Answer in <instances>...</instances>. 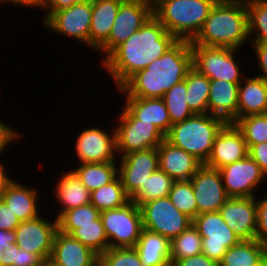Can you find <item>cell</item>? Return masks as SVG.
<instances>
[{
	"label": "cell",
	"instance_id": "cell-41",
	"mask_svg": "<svg viewBox=\"0 0 267 266\" xmlns=\"http://www.w3.org/2000/svg\"><path fill=\"white\" fill-rule=\"evenodd\" d=\"M99 266H143L134 247L108 248L99 256Z\"/></svg>",
	"mask_w": 267,
	"mask_h": 266
},
{
	"label": "cell",
	"instance_id": "cell-26",
	"mask_svg": "<svg viewBox=\"0 0 267 266\" xmlns=\"http://www.w3.org/2000/svg\"><path fill=\"white\" fill-rule=\"evenodd\" d=\"M121 0H92L89 48L95 52L109 37Z\"/></svg>",
	"mask_w": 267,
	"mask_h": 266
},
{
	"label": "cell",
	"instance_id": "cell-22",
	"mask_svg": "<svg viewBox=\"0 0 267 266\" xmlns=\"http://www.w3.org/2000/svg\"><path fill=\"white\" fill-rule=\"evenodd\" d=\"M239 85L226 80H210L208 114L222 118L226 123L237 121Z\"/></svg>",
	"mask_w": 267,
	"mask_h": 266
},
{
	"label": "cell",
	"instance_id": "cell-43",
	"mask_svg": "<svg viewBox=\"0 0 267 266\" xmlns=\"http://www.w3.org/2000/svg\"><path fill=\"white\" fill-rule=\"evenodd\" d=\"M256 197L257 204V226L255 239L267 245V196L259 199Z\"/></svg>",
	"mask_w": 267,
	"mask_h": 266
},
{
	"label": "cell",
	"instance_id": "cell-8",
	"mask_svg": "<svg viewBox=\"0 0 267 266\" xmlns=\"http://www.w3.org/2000/svg\"><path fill=\"white\" fill-rule=\"evenodd\" d=\"M119 110L118 124H115L117 154L123 155L157 148L165 135L153 123L135 119L123 106Z\"/></svg>",
	"mask_w": 267,
	"mask_h": 266
},
{
	"label": "cell",
	"instance_id": "cell-45",
	"mask_svg": "<svg viewBox=\"0 0 267 266\" xmlns=\"http://www.w3.org/2000/svg\"><path fill=\"white\" fill-rule=\"evenodd\" d=\"M252 46L254 53H256L257 55H255V59L256 61H258V64L256 65L258 67V71L259 73L256 72L257 77L262 78L263 80H265L267 82V44L264 43H249L248 46ZM261 73V74H260Z\"/></svg>",
	"mask_w": 267,
	"mask_h": 266
},
{
	"label": "cell",
	"instance_id": "cell-12",
	"mask_svg": "<svg viewBox=\"0 0 267 266\" xmlns=\"http://www.w3.org/2000/svg\"><path fill=\"white\" fill-rule=\"evenodd\" d=\"M153 16V10L136 1H123L118 9L108 39L96 50L101 53V62L131 34L139 30Z\"/></svg>",
	"mask_w": 267,
	"mask_h": 266
},
{
	"label": "cell",
	"instance_id": "cell-37",
	"mask_svg": "<svg viewBox=\"0 0 267 266\" xmlns=\"http://www.w3.org/2000/svg\"><path fill=\"white\" fill-rule=\"evenodd\" d=\"M202 253V237L193 224L170 241V262Z\"/></svg>",
	"mask_w": 267,
	"mask_h": 266
},
{
	"label": "cell",
	"instance_id": "cell-21",
	"mask_svg": "<svg viewBox=\"0 0 267 266\" xmlns=\"http://www.w3.org/2000/svg\"><path fill=\"white\" fill-rule=\"evenodd\" d=\"M157 149L159 169L174 181L190 180L203 165L194 155L171 145L165 139Z\"/></svg>",
	"mask_w": 267,
	"mask_h": 266
},
{
	"label": "cell",
	"instance_id": "cell-14",
	"mask_svg": "<svg viewBox=\"0 0 267 266\" xmlns=\"http://www.w3.org/2000/svg\"><path fill=\"white\" fill-rule=\"evenodd\" d=\"M118 176L130 199L143 187L148 177L159 169L158 149L132 152L118 157Z\"/></svg>",
	"mask_w": 267,
	"mask_h": 266
},
{
	"label": "cell",
	"instance_id": "cell-31",
	"mask_svg": "<svg viewBox=\"0 0 267 266\" xmlns=\"http://www.w3.org/2000/svg\"><path fill=\"white\" fill-rule=\"evenodd\" d=\"M186 102L194 114L208 113L210 79L192 67L186 76Z\"/></svg>",
	"mask_w": 267,
	"mask_h": 266
},
{
	"label": "cell",
	"instance_id": "cell-27",
	"mask_svg": "<svg viewBox=\"0 0 267 266\" xmlns=\"http://www.w3.org/2000/svg\"><path fill=\"white\" fill-rule=\"evenodd\" d=\"M55 184L53 192L61 208L56 212L57 214L55 213L54 218L58 219L65 211L91 202V192L71 169L63 172Z\"/></svg>",
	"mask_w": 267,
	"mask_h": 266
},
{
	"label": "cell",
	"instance_id": "cell-42",
	"mask_svg": "<svg viewBox=\"0 0 267 266\" xmlns=\"http://www.w3.org/2000/svg\"><path fill=\"white\" fill-rule=\"evenodd\" d=\"M44 259L13 244L0 253V266H41Z\"/></svg>",
	"mask_w": 267,
	"mask_h": 266
},
{
	"label": "cell",
	"instance_id": "cell-10",
	"mask_svg": "<svg viewBox=\"0 0 267 266\" xmlns=\"http://www.w3.org/2000/svg\"><path fill=\"white\" fill-rule=\"evenodd\" d=\"M192 224L202 237V253L218 263L229 248L241 242L219 211L198 214Z\"/></svg>",
	"mask_w": 267,
	"mask_h": 266
},
{
	"label": "cell",
	"instance_id": "cell-23",
	"mask_svg": "<svg viewBox=\"0 0 267 266\" xmlns=\"http://www.w3.org/2000/svg\"><path fill=\"white\" fill-rule=\"evenodd\" d=\"M33 186L13 180L2 195V200L16 215L20 222L33 220L41 215L39 211V193Z\"/></svg>",
	"mask_w": 267,
	"mask_h": 266
},
{
	"label": "cell",
	"instance_id": "cell-52",
	"mask_svg": "<svg viewBox=\"0 0 267 266\" xmlns=\"http://www.w3.org/2000/svg\"><path fill=\"white\" fill-rule=\"evenodd\" d=\"M10 3L22 7H33V9L42 10L45 0H0V3ZM35 7V8H34Z\"/></svg>",
	"mask_w": 267,
	"mask_h": 266
},
{
	"label": "cell",
	"instance_id": "cell-19",
	"mask_svg": "<svg viewBox=\"0 0 267 266\" xmlns=\"http://www.w3.org/2000/svg\"><path fill=\"white\" fill-rule=\"evenodd\" d=\"M248 148L243 134L233 123H226L217 134L206 166L220 169L233 162L244 159Z\"/></svg>",
	"mask_w": 267,
	"mask_h": 266
},
{
	"label": "cell",
	"instance_id": "cell-3",
	"mask_svg": "<svg viewBox=\"0 0 267 266\" xmlns=\"http://www.w3.org/2000/svg\"><path fill=\"white\" fill-rule=\"evenodd\" d=\"M249 44L245 0H218L191 45L239 49Z\"/></svg>",
	"mask_w": 267,
	"mask_h": 266
},
{
	"label": "cell",
	"instance_id": "cell-35",
	"mask_svg": "<svg viewBox=\"0 0 267 266\" xmlns=\"http://www.w3.org/2000/svg\"><path fill=\"white\" fill-rule=\"evenodd\" d=\"M72 238L91 248L99 256L109 248L101 218L95 220V224L77 225L70 234Z\"/></svg>",
	"mask_w": 267,
	"mask_h": 266
},
{
	"label": "cell",
	"instance_id": "cell-49",
	"mask_svg": "<svg viewBox=\"0 0 267 266\" xmlns=\"http://www.w3.org/2000/svg\"><path fill=\"white\" fill-rule=\"evenodd\" d=\"M83 0H45L42 10L44 12V17L42 23L55 11H58L63 8L71 7L74 4H77Z\"/></svg>",
	"mask_w": 267,
	"mask_h": 266
},
{
	"label": "cell",
	"instance_id": "cell-1",
	"mask_svg": "<svg viewBox=\"0 0 267 266\" xmlns=\"http://www.w3.org/2000/svg\"><path fill=\"white\" fill-rule=\"evenodd\" d=\"M177 41L152 16L101 62V68L108 72L118 89L134 73L160 58Z\"/></svg>",
	"mask_w": 267,
	"mask_h": 266
},
{
	"label": "cell",
	"instance_id": "cell-40",
	"mask_svg": "<svg viewBox=\"0 0 267 266\" xmlns=\"http://www.w3.org/2000/svg\"><path fill=\"white\" fill-rule=\"evenodd\" d=\"M168 197L180 212L192 219L197 216V204L191 180L174 181Z\"/></svg>",
	"mask_w": 267,
	"mask_h": 266
},
{
	"label": "cell",
	"instance_id": "cell-54",
	"mask_svg": "<svg viewBox=\"0 0 267 266\" xmlns=\"http://www.w3.org/2000/svg\"><path fill=\"white\" fill-rule=\"evenodd\" d=\"M41 266H58L51 259H45Z\"/></svg>",
	"mask_w": 267,
	"mask_h": 266
},
{
	"label": "cell",
	"instance_id": "cell-17",
	"mask_svg": "<svg viewBox=\"0 0 267 266\" xmlns=\"http://www.w3.org/2000/svg\"><path fill=\"white\" fill-rule=\"evenodd\" d=\"M190 180L197 204V215L219 211L230 198L218 169L203 164Z\"/></svg>",
	"mask_w": 267,
	"mask_h": 266
},
{
	"label": "cell",
	"instance_id": "cell-46",
	"mask_svg": "<svg viewBox=\"0 0 267 266\" xmlns=\"http://www.w3.org/2000/svg\"><path fill=\"white\" fill-rule=\"evenodd\" d=\"M20 224V220L11 211V209L0 199V229L5 231H14Z\"/></svg>",
	"mask_w": 267,
	"mask_h": 266
},
{
	"label": "cell",
	"instance_id": "cell-24",
	"mask_svg": "<svg viewBox=\"0 0 267 266\" xmlns=\"http://www.w3.org/2000/svg\"><path fill=\"white\" fill-rule=\"evenodd\" d=\"M262 114H267V82L257 76H246L239 84L237 120Z\"/></svg>",
	"mask_w": 267,
	"mask_h": 266
},
{
	"label": "cell",
	"instance_id": "cell-4",
	"mask_svg": "<svg viewBox=\"0 0 267 266\" xmlns=\"http://www.w3.org/2000/svg\"><path fill=\"white\" fill-rule=\"evenodd\" d=\"M218 0H161L153 16L177 40L192 41Z\"/></svg>",
	"mask_w": 267,
	"mask_h": 266
},
{
	"label": "cell",
	"instance_id": "cell-13",
	"mask_svg": "<svg viewBox=\"0 0 267 266\" xmlns=\"http://www.w3.org/2000/svg\"><path fill=\"white\" fill-rule=\"evenodd\" d=\"M83 129L76 137L74 146L78 163L118 161L115 126L111 127L112 132L96 126Z\"/></svg>",
	"mask_w": 267,
	"mask_h": 266
},
{
	"label": "cell",
	"instance_id": "cell-20",
	"mask_svg": "<svg viewBox=\"0 0 267 266\" xmlns=\"http://www.w3.org/2000/svg\"><path fill=\"white\" fill-rule=\"evenodd\" d=\"M58 266H99V255L80 241L56 232L50 258Z\"/></svg>",
	"mask_w": 267,
	"mask_h": 266
},
{
	"label": "cell",
	"instance_id": "cell-7",
	"mask_svg": "<svg viewBox=\"0 0 267 266\" xmlns=\"http://www.w3.org/2000/svg\"><path fill=\"white\" fill-rule=\"evenodd\" d=\"M100 218L109 248L136 246L143 229L141 211L136 202L130 200L116 209L102 211Z\"/></svg>",
	"mask_w": 267,
	"mask_h": 266
},
{
	"label": "cell",
	"instance_id": "cell-30",
	"mask_svg": "<svg viewBox=\"0 0 267 266\" xmlns=\"http://www.w3.org/2000/svg\"><path fill=\"white\" fill-rule=\"evenodd\" d=\"M82 184L90 191L113 181L118 176L116 161L102 163H79L71 169Z\"/></svg>",
	"mask_w": 267,
	"mask_h": 266
},
{
	"label": "cell",
	"instance_id": "cell-55",
	"mask_svg": "<svg viewBox=\"0 0 267 266\" xmlns=\"http://www.w3.org/2000/svg\"><path fill=\"white\" fill-rule=\"evenodd\" d=\"M260 266H267V256L263 259Z\"/></svg>",
	"mask_w": 267,
	"mask_h": 266
},
{
	"label": "cell",
	"instance_id": "cell-51",
	"mask_svg": "<svg viewBox=\"0 0 267 266\" xmlns=\"http://www.w3.org/2000/svg\"><path fill=\"white\" fill-rule=\"evenodd\" d=\"M13 244H15V232L0 229V253H3L5 248L12 247Z\"/></svg>",
	"mask_w": 267,
	"mask_h": 266
},
{
	"label": "cell",
	"instance_id": "cell-38",
	"mask_svg": "<svg viewBox=\"0 0 267 266\" xmlns=\"http://www.w3.org/2000/svg\"><path fill=\"white\" fill-rule=\"evenodd\" d=\"M100 211L91 203L65 211L58 219V230L69 235L77 225L95 224Z\"/></svg>",
	"mask_w": 267,
	"mask_h": 266
},
{
	"label": "cell",
	"instance_id": "cell-6",
	"mask_svg": "<svg viewBox=\"0 0 267 266\" xmlns=\"http://www.w3.org/2000/svg\"><path fill=\"white\" fill-rule=\"evenodd\" d=\"M191 49L193 67L210 80H226L239 85L245 78L235 57L238 49L204 45H191Z\"/></svg>",
	"mask_w": 267,
	"mask_h": 266
},
{
	"label": "cell",
	"instance_id": "cell-9",
	"mask_svg": "<svg viewBox=\"0 0 267 266\" xmlns=\"http://www.w3.org/2000/svg\"><path fill=\"white\" fill-rule=\"evenodd\" d=\"M143 228L170 241L188 229L193 219L180 212L169 197L153 199L139 205Z\"/></svg>",
	"mask_w": 267,
	"mask_h": 266
},
{
	"label": "cell",
	"instance_id": "cell-5",
	"mask_svg": "<svg viewBox=\"0 0 267 266\" xmlns=\"http://www.w3.org/2000/svg\"><path fill=\"white\" fill-rule=\"evenodd\" d=\"M225 124L222 118L208 113L194 114L184 121L172 124L165 140L205 164L211 155L214 140Z\"/></svg>",
	"mask_w": 267,
	"mask_h": 266
},
{
	"label": "cell",
	"instance_id": "cell-11",
	"mask_svg": "<svg viewBox=\"0 0 267 266\" xmlns=\"http://www.w3.org/2000/svg\"><path fill=\"white\" fill-rule=\"evenodd\" d=\"M91 17L92 0H83L71 7L55 11L42 24L49 32L68 36L89 47Z\"/></svg>",
	"mask_w": 267,
	"mask_h": 266
},
{
	"label": "cell",
	"instance_id": "cell-39",
	"mask_svg": "<svg viewBox=\"0 0 267 266\" xmlns=\"http://www.w3.org/2000/svg\"><path fill=\"white\" fill-rule=\"evenodd\" d=\"M234 124L243 134L247 148L267 142V114L242 117Z\"/></svg>",
	"mask_w": 267,
	"mask_h": 266
},
{
	"label": "cell",
	"instance_id": "cell-15",
	"mask_svg": "<svg viewBox=\"0 0 267 266\" xmlns=\"http://www.w3.org/2000/svg\"><path fill=\"white\" fill-rule=\"evenodd\" d=\"M219 171L229 197H256L258 187L266 179L259 165L249 155Z\"/></svg>",
	"mask_w": 267,
	"mask_h": 266
},
{
	"label": "cell",
	"instance_id": "cell-18",
	"mask_svg": "<svg viewBox=\"0 0 267 266\" xmlns=\"http://www.w3.org/2000/svg\"><path fill=\"white\" fill-rule=\"evenodd\" d=\"M223 220L241 241L255 239L256 197H230L219 209Z\"/></svg>",
	"mask_w": 267,
	"mask_h": 266
},
{
	"label": "cell",
	"instance_id": "cell-36",
	"mask_svg": "<svg viewBox=\"0 0 267 266\" xmlns=\"http://www.w3.org/2000/svg\"><path fill=\"white\" fill-rule=\"evenodd\" d=\"M186 79L176 83L162 97L169 112L171 124L184 121L194 113L186 102Z\"/></svg>",
	"mask_w": 267,
	"mask_h": 266
},
{
	"label": "cell",
	"instance_id": "cell-25",
	"mask_svg": "<svg viewBox=\"0 0 267 266\" xmlns=\"http://www.w3.org/2000/svg\"><path fill=\"white\" fill-rule=\"evenodd\" d=\"M122 105L135 119L153 123L166 135L172 126L163 98L125 97Z\"/></svg>",
	"mask_w": 267,
	"mask_h": 266
},
{
	"label": "cell",
	"instance_id": "cell-50",
	"mask_svg": "<svg viewBox=\"0 0 267 266\" xmlns=\"http://www.w3.org/2000/svg\"><path fill=\"white\" fill-rule=\"evenodd\" d=\"M4 162L2 163L0 161V199L2 198V195L6 191L8 185L14 180V177L11 178L9 174H11L10 170L6 171Z\"/></svg>",
	"mask_w": 267,
	"mask_h": 266
},
{
	"label": "cell",
	"instance_id": "cell-16",
	"mask_svg": "<svg viewBox=\"0 0 267 266\" xmlns=\"http://www.w3.org/2000/svg\"><path fill=\"white\" fill-rule=\"evenodd\" d=\"M57 231L56 218L48 221L40 215L33 220L20 222L14 230L15 244L25 251L40 255L44 260L49 259Z\"/></svg>",
	"mask_w": 267,
	"mask_h": 266
},
{
	"label": "cell",
	"instance_id": "cell-28",
	"mask_svg": "<svg viewBox=\"0 0 267 266\" xmlns=\"http://www.w3.org/2000/svg\"><path fill=\"white\" fill-rule=\"evenodd\" d=\"M143 266H170V240L164 236L142 229L134 247Z\"/></svg>",
	"mask_w": 267,
	"mask_h": 266
},
{
	"label": "cell",
	"instance_id": "cell-34",
	"mask_svg": "<svg viewBox=\"0 0 267 266\" xmlns=\"http://www.w3.org/2000/svg\"><path fill=\"white\" fill-rule=\"evenodd\" d=\"M248 9L249 43L267 44V0H245Z\"/></svg>",
	"mask_w": 267,
	"mask_h": 266
},
{
	"label": "cell",
	"instance_id": "cell-33",
	"mask_svg": "<svg viewBox=\"0 0 267 266\" xmlns=\"http://www.w3.org/2000/svg\"><path fill=\"white\" fill-rule=\"evenodd\" d=\"M174 180L164 171L158 169L153 172L143 187L131 198L139 206L147 201L167 197L173 186Z\"/></svg>",
	"mask_w": 267,
	"mask_h": 266
},
{
	"label": "cell",
	"instance_id": "cell-53",
	"mask_svg": "<svg viewBox=\"0 0 267 266\" xmlns=\"http://www.w3.org/2000/svg\"><path fill=\"white\" fill-rule=\"evenodd\" d=\"M148 5L152 10L160 3L161 0H130Z\"/></svg>",
	"mask_w": 267,
	"mask_h": 266
},
{
	"label": "cell",
	"instance_id": "cell-32",
	"mask_svg": "<svg viewBox=\"0 0 267 266\" xmlns=\"http://www.w3.org/2000/svg\"><path fill=\"white\" fill-rule=\"evenodd\" d=\"M130 200L119 176H117L113 181L93 190L90 203L102 212L121 207Z\"/></svg>",
	"mask_w": 267,
	"mask_h": 266
},
{
	"label": "cell",
	"instance_id": "cell-47",
	"mask_svg": "<svg viewBox=\"0 0 267 266\" xmlns=\"http://www.w3.org/2000/svg\"><path fill=\"white\" fill-rule=\"evenodd\" d=\"M170 266H219V263L200 253L191 257L176 259L171 262Z\"/></svg>",
	"mask_w": 267,
	"mask_h": 266
},
{
	"label": "cell",
	"instance_id": "cell-2",
	"mask_svg": "<svg viewBox=\"0 0 267 266\" xmlns=\"http://www.w3.org/2000/svg\"><path fill=\"white\" fill-rule=\"evenodd\" d=\"M193 67L191 41L178 40L160 58L129 77L118 91L125 97L162 98Z\"/></svg>",
	"mask_w": 267,
	"mask_h": 266
},
{
	"label": "cell",
	"instance_id": "cell-29",
	"mask_svg": "<svg viewBox=\"0 0 267 266\" xmlns=\"http://www.w3.org/2000/svg\"><path fill=\"white\" fill-rule=\"evenodd\" d=\"M266 256L267 245L256 239L241 241L226 251L219 266H260Z\"/></svg>",
	"mask_w": 267,
	"mask_h": 266
},
{
	"label": "cell",
	"instance_id": "cell-44",
	"mask_svg": "<svg viewBox=\"0 0 267 266\" xmlns=\"http://www.w3.org/2000/svg\"><path fill=\"white\" fill-rule=\"evenodd\" d=\"M22 134L11 125L5 123L0 118V155L7 151L6 148H9V145L16 144L15 141L20 140ZM1 157V156H0ZM1 159V158H0Z\"/></svg>",
	"mask_w": 267,
	"mask_h": 266
},
{
	"label": "cell",
	"instance_id": "cell-48",
	"mask_svg": "<svg viewBox=\"0 0 267 266\" xmlns=\"http://www.w3.org/2000/svg\"><path fill=\"white\" fill-rule=\"evenodd\" d=\"M248 155L259 165L267 177V142L250 146Z\"/></svg>",
	"mask_w": 267,
	"mask_h": 266
}]
</instances>
